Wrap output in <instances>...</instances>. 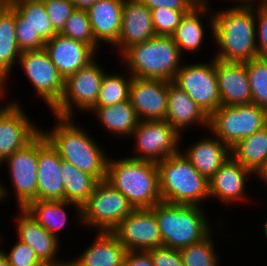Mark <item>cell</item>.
Here are the masks:
<instances>
[{"label":"cell","mask_w":267,"mask_h":266,"mask_svg":"<svg viewBox=\"0 0 267 266\" xmlns=\"http://www.w3.org/2000/svg\"><path fill=\"white\" fill-rule=\"evenodd\" d=\"M224 9L212 12L213 39L218 46L213 57L242 63L258 57L255 5Z\"/></svg>","instance_id":"cell-1"},{"label":"cell","mask_w":267,"mask_h":266,"mask_svg":"<svg viewBox=\"0 0 267 266\" xmlns=\"http://www.w3.org/2000/svg\"><path fill=\"white\" fill-rule=\"evenodd\" d=\"M55 117V126L48 132L41 130L62 160L72 163L98 181L106 180L108 156L75 118ZM76 123V124H75Z\"/></svg>","instance_id":"cell-2"},{"label":"cell","mask_w":267,"mask_h":266,"mask_svg":"<svg viewBox=\"0 0 267 266\" xmlns=\"http://www.w3.org/2000/svg\"><path fill=\"white\" fill-rule=\"evenodd\" d=\"M106 181L120 191L135 209L152 208L162 201L155 162L132 157L109 158Z\"/></svg>","instance_id":"cell-3"},{"label":"cell","mask_w":267,"mask_h":266,"mask_svg":"<svg viewBox=\"0 0 267 266\" xmlns=\"http://www.w3.org/2000/svg\"><path fill=\"white\" fill-rule=\"evenodd\" d=\"M119 56L132 77L166 81L174 80L183 61L173 37L163 35L134 44Z\"/></svg>","instance_id":"cell-4"},{"label":"cell","mask_w":267,"mask_h":266,"mask_svg":"<svg viewBox=\"0 0 267 266\" xmlns=\"http://www.w3.org/2000/svg\"><path fill=\"white\" fill-rule=\"evenodd\" d=\"M156 164L162 201L203 207L201 202L209 198V181L194 168L181 150Z\"/></svg>","instance_id":"cell-5"},{"label":"cell","mask_w":267,"mask_h":266,"mask_svg":"<svg viewBox=\"0 0 267 266\" xmlns=\"http://www.w3.org/2000/svg\"><path fill=\"white\" fill-rule=\"evenodd\" d=\"M150 209L156 216L162 246L180 250L203 240L213 230L204 206L202 208L161 201Z\"/></svg>","instance_id":"cell-6"},{"label":"cell","mask_w":267,"mask_h":266,"mask_svg":"<svg viewBox=\"0 0 267 266\" xmlns=\"http://www.w3.org/2000/svg\"><path fill=\"white\" fill-rule=\"evenodd\" d=\"M267 125V110L254 103L221 105L209 116V129L230 149Z\"/></svg>","instance_id":"cell-7"},{"label":"cell","mask_w":267,"mask_h":266,"mask_svg":"<svg viewBox=\"0 0 267 266\" xmlns=\"http://www.w3.org/2000/svg\"><path fill=\"white\" fill-rule=\"evenodd\" d=\"M134 209L120 191L102 180L81 206V224L95 232H111Z\"/></svg>","instance_id":"cell-8"},{"label":"cell","mask_w":267,"mask_h":266,"mask_svg":"<svg viewBox=\"0 0 267 266\" xmlns=\"http://www.w3.org/2000/svg\"><path fill=\"white\" fill-rule=\"evenodd\" d=\"M96 58L87 66L69 75L65 79L64 93L59 103L51 110L52 116L75 118L74 112L90 110L95 106L105 68ZM74 108V109H73ZM77 108V109H76ZM76 109V111H74Z\"/></svg>","instance_id":"cell-9"},{"label":"cell","mask_w":267,"mask_h":266,"mask_svg":"<svg viewBox=\"0 0 267 266\" xmlns=\"http://www.w3.org/2000/svg\"><path fill=\"white\" fill-rule=\"evenodd\" d=\"M212 58L208 63H182L173 80L208 116L221 106L215 58Z\"/></svg>","instance_id":"cell-10"},{"label":"cell","mask_w":267,"mask_h":266,"mask_svg":"<svg viewBox=\"0 0 267 266\" xmlns=\"http://www.w3.org/2000/svg\"><path fill=\"white\" fill-rule=\"evenodd\" d=\"M18 65L26 73L37 97L44 100L52 110L63 96L65 79L52 63L46 50L42 48L22 51Z\"/></svg>","instance_id":"cell-11"},{"label":"cell","mask_w":267,"mask_h":266,"mask_svg":"<svg viewBox=\"0 0 267 266\" xmlns=\"http://www.w3.org/2000/svg\"><path fill=\"white\" fill-rule=\"evenodd\" d=\"M131 136L135 139L136 151L129 157L155 163L179 152L183 139L166 120L140 121Z\"/></svg>","instance_id":"cell-12"},{"label":"cell","mask_w":267,"mask_h":266,"mask_svg":"<svg viewBox=\"0 0 267 266\" xmlns=\"http://www.w3.org/2000/svg\"><path fill=\"white\" fill-rule=\"evenodd\" d=\"M3 163H7L6 167L9 168L18 209L37 200L38 135L24 148L8 156Z\"/></svg>","instance_id":"cell-13"},{"label":"cell","mask_w":267,"mask_h":266,"mask_svg":"<svg viewBox=\"0 0 267 266\" xmlns=\"http://www.w3.org/2000/svg\"><path fill=\"white\" fill-rule=\"evenodd\" d=\"M111 232L126 251H149L162 246L156 216L150 208L134 209Z\"/></svg>","instance_id":"cell-14"},{"label":"cell","mask_w":267,"mask_h":266,"mask_svg":"<svg viewBox=\"0 0 267 266\" xmlns=\"http://www.w3.org/2000/svg\"><path fill=\"white\" fill-rule=\"evenodd\" d=\"M0 104V159L24 148L40 132L17 100ZM8 103V104H7ZM6 104V105H5Z\"/></svg>","instance_id":"cell-15"},{"label":"cell","mask_w":267,"mask_h":266,"mask_svg":"<svg viewBox=\"0 0 267 266\" xmlns=\"http://www.w3.org/2000/svg\"><path fill=\"white\" fill-rule=\"evenodd\" d=\"M129 99L140 121L166 120L168 81L132 77Z\"/></svg>","instance_id":"cell-16"},{"label":"cell","mask_w":267,"mask_h":266,"mask_svg":"<svg viewBox=\"0 0 267 266\" xmlns=\"http://www.w3.org/2000/svg\"><path fill=\"white\" fill-rule=\"evenodd\" d=\"M62 159L42 131L38 134L37 200H65Z\"/></svg>","instance_id":"cell-17"},{"label":"cell","mask_w":267,"mask_h":266,"mask_svg":"<svg viewBox=\"0 0 267 266\" xmlns=\"http://www.w3.org/2000/svg\"><path fill=\"white\" fill-rule=\"evenodd\" d=\"M253 173L243 167L232 156L220 167L209 180V198H216L226 206L236 201L249 203L246 195L247 179ZM247 196V197H246Z\"/></svg>","instance_id":"cell-18"},{"label":"cell","mask_w":267,"mask_h":266,"mask_svg":"<svg viewBox=\"0 0 267 266\" xmlns=\"http://www.w3.org/2000/svg\"><path fill=\"white\" fill-rule=\"evenodd\" d=\"M44 49L64 79L87 66L97 53L91 46L57 33L46 41Z\"/></svg>","instance_id":"cell-19"},{"label":"cell","mask_w":267,"mask_h":266,"mask_svg":"<svg viewBox=\"0 0 267 266\" xmlns=\"http://www.w3.org/2000/svg\"><path fill=\"white\" fill-rule=\"evenodd\" d=\"M152 14L140 0H124L119 38L113 46L122 54L130 46L155 36ZM119 49V50H118Z\"/></svg>","instance_id":"cell-20"},{"label":"cell","mask_w":267,"mask_h":266,"mask_svg":"<svg viewBox=\"0 0 267 266\" xmlns=\"http://www.w3.org/2000/svg\"><path fill=\"white\" fill-rule=\"evenodd\" d=\"M215 70L221 105L234 106L252 103L246 62H227L215 58Z\"/></svg>","instance_id":"cell-21"},{"label":"cell","mask_w":267,"mask_h":266,"mask_svg":"<svg viewBox=\"0 0 267 266\" xmlns=\"http://www.w3.org/2000/svg\"><path fill=\"white\" fill-rule=\"evenodd\" d=\"M17 214V239L27 244L44 264L63 263L56 257L60 252V241L38 224L24 208H20Z\"/></svg>","instance_id":"cell-22"},{"label":"cell","mask_w":267,"mask_h":266,"mask_svg":"<svg viewBox=\"0 0 267 266\" xmlns=\"http://www.w3.org/2000/svg\"><path fill=\"white\" fill-rule=\"evenodd\" d=\"M166 121L181 135L193 124L209 129V116L173 81H168Z\"/></svg>","instance_id":"cell-23"},{"label":"cell","mask_w":267,"mask_h":266,"mask_svg":"<svg viewBox=\"0 0 267 266\" xmlns=\"http://www.w3.org/2000/svg\"><path fill=\"white\" fill-rule=\"evenodd\" d=\"M210 5L201 0L196 6H194L188 13H186L177 27L175 33L172 35L174 42L179 48L181 55L184 52L197 53L203 46L205 39V23L202 22L206 16L209 20L211 35H213V14L209 7ZM203 23V24H202ZM206 31V32H205Z\"/></svg>","instance_id":"cell-24"},{"label":"cell","mask_w":267,"mask_h":266,"mask_svg":"<svg viewBox=\"0 0 267 266\" xmlns=\"http://www.w3.org/2000/svg\"><path fill=\"white\" fill-rule=\"evenodd\" d=\"M20 55L16 40V11L9 3H0V84L4 98L9 85L8 78L15 63L18 64Z\"/></svg>","instance_id":"cell-25"},{"label":"cell","mask_w":267,"mask_h":266,"mask_svg":"<svg viewBox=\"0 0 267 266\" xmlns=\"http://www.w3.org/2000/svg\"><path fill=\"white\" fill-rule=\"evenodd\" d=\"M211 135L200 138L182 150L194 168L208 181L231 156V149Z\"/></svg>","instance_id":"cell-26"},{"label":"cell","mask_w":267,"mask_h":266,"mask_svg":"<svg viewBox=\"0 0 267 266\" xmlns=\"http://www.w3.org/2000/svg\"><path fill=\"white\" fill-rule=\"evenodd\" d=\"M124 0H98L87 11L96 42L114 46L119 38Z\"/></svg>","instance_id":"cell-27"},{"label":"cell","mask_w":267,"mask_h":266,"mask_svg":"<svg viewBox=\"0 0 267 266\" xmlns=\"http://www.w3.org/2000/svg\"><path fill=\"white\" fill-rule=\"evenodd\" d=\"M92 241L80 256L73 258L79 265L123 266L126 249L112 232L96 231Z\"/></svg>","instance_id":"cell-28"},{"label":"cell","mask_w":267,"mask_h":266,"mask_svg":"<svg viewBox=\"0 0 267 266\" xmlns=\"http://www.w3.org/2000/svg\"><path fill=\"white\" fill-rule=\"evenodd\" d=\"M73 205L76 210V221L81 223V207L73 202L66 200H34L24 209L40 224L44 229L50 232L56 239L60 240L58 230H62L67 225L66 208Z\"/></svg>","instance_id":"cell-29"},{"label":"cell","mask_w":267,"mask_h":266,"mask_svg":"<svg viewBox=\"0 0 267 266\" xmlns=\"http://www.w3.org/2000/svg\"><path fill=\"white\" fill-rule=\"evenodd\" d=\"M90 111L94 113L104 130L119 137L131 138L140 122L130 99L112 106L93 107Z\"/></svg>","instance_id":"cell-30"},{"label":"cell","mask_w":267,"mask_h":266,"mask_svg":"<svg viewBox=\"0 0 267 266\" xmlns=\"http://www.w3.org/2000/svg\"><path fill=\"white\" fill-rule=\"evenodd\" d=\"M8 3L16 11V28L32 29L45 42L57 34L43 0H12Z\"/></svg>","instance_id":"cell-31"},{"label":"cell","mask_w":267,"mask_h":266,"mask_svg":"<svg viewBox=\"0 0 267 266\" xmlns=\"http://www.w3.org/2000/svg\"><path fill=\"white\" fill-rule=\"evenodd\" d=\"M231 156L256 175L267 161V125L240 140L231 148Z\"/></svg>","instance_id":"cell-32"},{"label":"cell","mask_w":267,"mask_h":266,"mask_svg":"<svg viewBox=\"0 0 267 266\" xmlns=\"http://www.w3.org/2000/svg\"><path fill=\"white\" fill-rule=\"evenodd\" d=\"M62 179L65 189V200L78 204L80 207L92 195L99 182L92 175L83 172L72 163L62 160Z\"/></svg>","instance_id":"cell-33"},{"label":"cell","mask_w":267,"mask_h":266,"mask_svg":"<svg viewBox=\"0 0 267 266\" xmlns=\"http://www.w3.org/2000/svg\"><path fill=\"white\" fill-rule=\"evenodd\" d=\"M127 75L128 78H126L125 73L117 74L106 71L94 107L112 106L128 100L132 76L129 73Z\"/></svg>","instance_id":"cell-34"},{"label":"cell","mask_w":267,"mask_h":266,"mask_svg":"<svg viewBox=\"0 0 267 266\" xmlns=\"http://www.w3.org/2000/svg\"><path fill=\"white\" fill-rule=\"evenodd\" d=\"M213 232L203 240L180 249L184 266H219Z\"/></svg>","instance_id":"cell-35"},{"label":"cell","mask_w":267,"mask_h":266,"mask_svg":"<svg viewBox=\"0 0 267 266\" xmlns=\"http://www.w3.org/2000/svg\"><path fill=\"white\" fill-rule=\"evenodd\" d=\"M252 103L267 110V58L256 57L246 62Z\"/></svg>","instance_id":"cell-36"},{"label":"cell","mask_w":267,"mask_h":266,"mask_svg":"<svg viewBox=\"0 0 267 266\" xmlns=\"http://www.w3.org/2000/svg\"><path fill=\"white\" fill-rule=\"evenodd\" d=\"M61 35L81 41L99 51V44L96 42L91 29V22L88 11L75 9L60 32Z\"/></svg>","instance_id":"cell-37"},{"label":"cell","mask_w":267,"mask_h":266,"mask_svg":"<svg viewBox=\"0 0 267 266\" xmlns=\"http://www.w3.org/2000/svg\"><path fill=\"white\" fill-rule=\"evenodd\" d=\"M189 11H177L165 7L151 10L152 23L156 35L172 36L182 17Z\"/></svg>","instance_id":"cell-38"},{"label":"cell","mask_w":267,"mask_h":266,"mask_svg":"<svg viewBox=\"0 0 267 266\" xmlns=\"http://www.w3.org/2000/svg\"><path fill=\"white\" fill-rule=\"evenodd\" d=\"M43 2L53 29L60 33L66 21L76 9L74 4L70 0H43Z\"/></svg>","instance_id":"cell-39"},{"label":"cell","mask_w":267,"mask_h":266,"mask_svg":"<svg viewBox=\"0 0 267 266\" xmlns=\"http://www.w3.org/2000/svg\"><path fill=\"white\" fill-rule=\"evenodd\" d=\"M7 257L11 266H42L44 263L37 257L36 253L19 239L12 248L6 252L0 249Z\"/></svg>","instance_id":"cell-40"},{"label":"cell","mask_w":267,"mask_h":266,"mask_svg":"<svg viewBox=\"0 0 267 266\" xmlns=\"http://www.w3.org/2000/svg\"><path fill=\"white\" fill-rule=\"evenodd\" d=\"M258 57L267 58V2L255 5Z\"/></svg>","instance_id":"cell-41"},{"label":"cell","mask_w":267,"mask_h":266,"mask_svg":"<svg viewBox=\"0 0 267 266\" xmlns=\"http://www.w3.org/2000/svg\"><path fill=\"white\" fill-rule=\"evenodd\" d=\"M154 266H184L180 251L165 246L149 250Z\"/></svg>","instance_id":"cell-42"},{"label":"cell","mask_w":267,"mask_h":266,"mask_svg":"<svg viewBox=\"0 0 267 266\" xmlns=\"http://www.w3.org/2000/svg\"><path fill=\"white\" fill-rule=\"evenodd\" d=\"M16 40L21 52L42 49L46 43L36 32L29 28H16Z\"/></svg>","instance_id":"cell-43"},{"label":"cell","mask_w":267,"mask_h":266,"mask_svg":"<svg viewBox=\"0 0 267 266\" xmlns=\"http://www.w3.org/2000/svg\"><path fill=\"white\" fill-rule=\"evenodd\" d=\"M149 10L169 8L177 11H190L201 0H140Z\"/></svg>","instance_id":"cell-44"},{"label":"cell","mask_w":267,"mask_h":266,"mask_svg":"<svg viewBox=\"0 0 267 266\" xmlns=\"http://www.w3.org/2000/svg\"><path fill=\"white\" fill-rule=\"evenodd\" d=\"M123 266H154L150 251H126Z\"/></svg>","instance_id":"cell-45"},{"label":"cell","mask_w":267,"mask_h":266,"mask_svg":"<svg viewBox=\"0 0 267 266\" xmlns=\"http://www.w3.org/2000/svg\"><path fill=\"white\" fill-rule=\"evenodd\" d=\"M76 9L88 10L98 0H70Z\"/></svg>","instance_id":"cell-46"},{"label":"cell","mask_w":267,"mask_h":266,"mask_svg":"<svg viewBox=\"0 0 267 266\" xmlns=\"http://www.w3.org/2000/svg\"><path fill=\"white\" fill-rule=\"evenodd\" d=\"M256 177L267 185V161L264 163V166L257 172L255 178Z\"/></svg>","instance_id":"cell-47"},{"label":"cell","mask_w":267,"mask_h":266,"mask_svg":"<svg viewBox=\"0 0 267 266\" xmlns=\"http://www.w3.org/2000/svg\"><path fill=\"white\" fill-rule=\"evenodd\" d=\"M206 3H209L208 1L210 0H203ZM232 2H239L238 6H252V5H256L258 2H256L257 0H231Z\"/></svg>","instance_id":"cell-48"},{"label":"cell","mask_w":267,"mask_h":266,"mask_svg":"<svg viewBox=\"0 0 267 266\" xmlns=\"http://www.w3.org/2000/svg\"><path fill=\"white\" fill-rule=\"evenodd\" d=\"M1 182L2 181L0 180V202H2V204H3L4 199L9 197L8 196L9 194H8V191L6 190L7 187L4 188V186L1 184Z\"/></svg>","instance_id":"cell-49"},{"label":"cell","mask_w":267,"mask_h":266,"mask_svg":"<svg viewBox=\"0 0 267 266\" xmlns=\"http://www.w3.org/2000/svg\"><path fill=\"white\" fill-rule=\"evenodd\" d=\"M0 266H11L7 257L3 254L1 250H0Z\"/></svg>","instance_id":"cell-50"},{"label":"cell","mask_w":267,"mask_h":266,"mask_svg":"<svg viewBox=\"0 0 267 266\" xmlns=\"http://www.w3.org/2000/svg\"><path fill=\"white\" fill-rule=\"evenodd\" d=\"M62 264H63V266H81L75 260H70V259H69V261L63 260Z\"/></svg>","instance_id":"cell-51"},{"label":"cell","mask_w":267,"mask_h":266,"mask_svg":"<svg viewBox=\"0 0 267 266\" xmlns=\"http://www.w3.org/2000/svg\"><path fill=\"white\" fill-rule=\"evenodd\" d=\"M263 229H264L263 231H264L265 237L267 239V220L265 221Z\"/></svg>","instance_id":"cell-52"},{"label":"cell","mask_w":267,"mask_h":266,"mask_svg":"<svg viewBox=\"0 0 267 266\" xmlns=\"http://www.w3.org/2000/svg\"><path fill=\"white\" fill-rule=\"evenodd\" d=\"M42 266H63V264H44Z\"/></svg>","instance_id":"cell-53"},{"label":"cell","mask_w":267,"mask_h":266,"mask_svg":"<svg viewBox=\"0 0 267 266\" xmlns=\"http://www.w3.org/2000/svg\"><path fill=\"white\" fill-rule=\"evenodd\" d=\"M10 1H12V0H0V3H8Z\"/></svg>","instance_id":"cell-54"},{"label":"cell","mask_w":267,"mask_h":266,"mask_svg":"<svg viewBox=\"0 0 267 266\" xmlns=\"http://www.w3.org/2000/svg\"><path fill=\"white\" fill-rule=\"evenodd\" d=\"M2 95V85L0 84V96Z\"/></svg>","instance_id":"cell-55"},{"label":"cell","mask_w":267,"mask_h":266,"mask_svg":"<svg viewBox=\"0 0 267 266\" xmlns=\"http://www.w3.org/2000/svg\"><path fill=\"white\" fill-rule=\"evenodd\" d=\"M258 2H267V0H258Z\"/></svg>","instance_id":"cell-56"},{"label":"cell","mask_w":267,"mask_h":266,"mask_svg":"<svg viewBox=\"0 0 267 266\" xmlns=\"http://www.w3.org/2000/svg\"><path fill=\"white\" fill-rule=\"evenodd\" d=\"M0 235H1V234H0ZM1 240H3V239H2V236H0V244L2 243V241H1Z\"/></svg>","instance_id":"cell-57"}]
</instances>
